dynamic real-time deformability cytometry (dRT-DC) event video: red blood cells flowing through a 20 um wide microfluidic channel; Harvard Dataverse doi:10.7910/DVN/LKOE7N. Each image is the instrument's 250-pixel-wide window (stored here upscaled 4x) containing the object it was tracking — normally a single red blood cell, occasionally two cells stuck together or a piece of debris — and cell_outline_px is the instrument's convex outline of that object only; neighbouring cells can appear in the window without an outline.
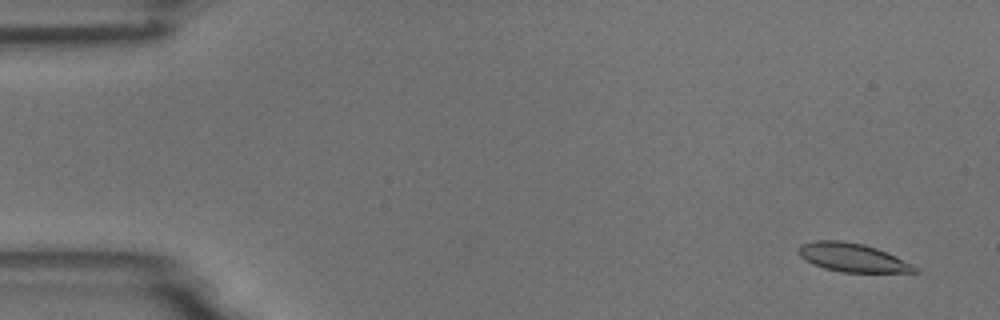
{"species": "common noctule bat (a hibernating species)", "species_latin": "Nyctalus noctula", "temperature_condition": "room temperature", "stored_images_in_passage": 6, "camera_frame_rate_fps": 3000, "um_per_image_px": 0.085, "animal": {"sex": "male", "body_mass_g": 18.8}, "frame": {"image": 1, "passage_image": 1, "time_ms": 0.0, "image_size_px": [1000, 320], "cell_outline_px": [[920, 272], [840, 272], [824, 268], [812, 264], [800, 256], [800, 244], [816, 240], [840, 240], [864, 244], [888, 252], [912, 264]], "centroid_in_image_um": [72.46, 21.88], "position_along_channel_um": 12.5, "area_um2": 19.25}}
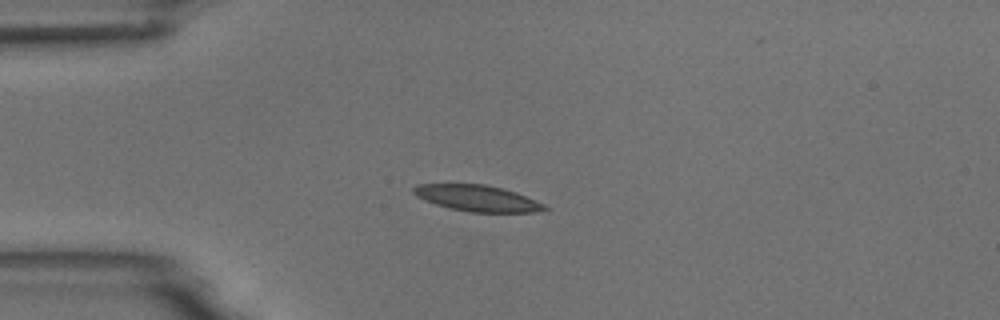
{"frame": {"image": 2, "passage_image": 4, "time_ms": 3.667, "image_size_px": [1000, 320], "cell_outline_px": [[548, 208], [536, 212], [472, 212], [448, 208], [424, 200], [416, 196], [412, 192], [412, 188], [416, 184], [484, 184], [504, 188], [516, 192], [544, 204]], "centroid_in_image_um": [40.53, 16.84], "position_along_channel_um": 44.5, "area_um2": 19.94}}